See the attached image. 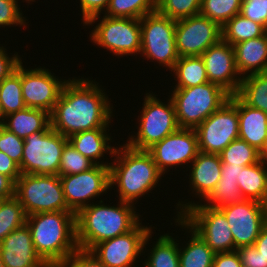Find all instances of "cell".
I'll return each instance as SVG.
<instances>
[{
  "label": "cell",
  "instance_id": "4",
  "mask_svg": "<svg viewBox=\"0 0 267 267\" xmlns=\"http://www.w3.org/2000/svg\"><path fill=\"white\" fill-rule=\"evenodd\" d=\"M26 224L37 254L49 267H55L78 249L76 214L72 211L31 214Z\"/></svg>",
  "mask_w": 267,
  "mask_h": 267
},
{
  "label": "cell",
  "instance_id": "43",
  "mask_svg": "<svg viewBox=\"0 0 267 267\" xmlns=\"http://www.w3.org/2000/svg\"><path fill=\"white\" fill-rule=\"evenodd\" d=\"M55 267H106L91 251L77 249Z\"/></svg>",
  "mask_w": 267,
  "mask_h": 267
},
{
  "label": "cell",
  "instance_id": "2",
  "mask_svg": "<svg viewBox=\"0 0 267 267\" xmlns=\"http://www.w3.org/2000/svg\"><path fill=\"white\" fill-rule=\"evenodd\" d=\"M92 202L76 214L79 249L90 251L96 244L132 231L142 221L134 204L118 201L115 206ZM140 216V217H139Z\"/></svg>",
  "mask_w": 267,
  "mask_h": 267
},
{
  "label": "cell",
  "instance_id": "34",
  "mask_svg": "<svg viewBox=\"0 0 267 267\" xmlns=\"http://www.w3.org/2000/svg\"><path fill=\"white\" fill-rule=\"evenodd\" d=\"M26 221L27 214L15 196L0 200V242Z\"/></svg>",
  "mask_w": 267,
  "mask_h": 267
},
{
  "label": "cell",
  "instance_id": "30",
  "mask_svg": "<svg viewBox=\"0 0 267 267\" xmlns=\"http://www.w3.org/2000/svg\"><path fill=\"white\" fill-rule=\"evenodd\" d=\"M236 95L249 107L267 114V72L243 77Z\"/></svg>",
  "mask_w": 267,
  "mask_h": 267
},
{
  "label": "cell",
  "instance_id": "33",
  "mask_svg": "<svg viewBox=\"0 0 267 267\" xmlns=\"http://www.w3.org/2000/svg\"><path fill=\"white\" fill-rule=\"evenodd\" d=\"M157 0H109L103 15L107 17L141 19L156 12Z\"/></svg>",
  "mask_w": 267,
  "mask_h": 267
},
{
  "label": "cell",
  "instance_id": "22",
  "mask_svg": "<svg viewBox=\"0 0 267 267\" xmlns=\"http://www.w3.org/2000/svg\"><path fill=\"white\" fill-rule=\"evenodd\" d=\"M109 131V128H96L82 131L71 135L68 141L78 152L89 158L96 165L109 166L110 163L99 161L106 153L111 155L109 157L114 155L116 147L111 145L113 141L110 135L111 133H107Z\"/></svg>",
  "mask_w": 267,
  "mask_h": 267
},
{
  "label": "cell",
  "instance_id": "42",
  "mask_svg": "<svg viewBox=\"0 0 267 267\" xmlns=\"http://www.w3.org/2000/svg\"><path fill=\"white\" fill-rule=\"evenodd\" d=\"M240 14L261 24L267 30V0H243Z\"/></svg>",
  "mask_w": 267,
  "mask_h": 267
},
{
  "label": "cell",
  "instance_id": "56",
  "mask_svg": "<svg viewBox=\"0 0 267 267\" xmlns=\"http://www.w3.org/2000/svg\"><path fill=\"white\" fill-rule=\"evenodd\" d=\"M0 267H4V264H3V262L1 261V258H0Z\"/></svg>",
  "mask_w": 267,
  "mask_h": 267
},
{
  "label": "cell",
  "instance_id": "37",
  "mask_svg": "<svg viewBox=\"0 0 267 267\" xmlns=\"http://www.w3.org/2000/svg\"><path fill=\"white\" fill-rule=\"evenodd\" d=\"M245 200L237 182L219 180L211 194L205 199L203 205L220 209L228 205L241 203Z\"/></svg>",
  "mask_w": 267,
  "mask_h": 267
},
{
  "label": "cell",
  "instance_id": "20",
  "mask_svg": "<svg viewBox=\"0 0 267 267\" xmlns=\"http://www.w3.org/2000/svg\"><path fill=\"white\" fill-rule=\"evenodd\" d=\"M0 258L4 267H49L37 254L27 224L0 242Z\"/></svg>",
  "mask_w": 267,
  "mask_h": 267
},
{
  "label": "cell",
  "instance_id": "45",
  "mask_svg": "<svg viewBox=\"0 0 267 267\" xmlns=\"http://www.w3.org/2000/svg\"><path fill=\"white\" fill-rule=\"evenodd\" d=\"M22 62L18 52H15L11 57L7 53L4 46H0V82L9 77Z\"/></svg>",
  "mask_w": 267,
  "mask_h": 267
},
{
  "label": "cell",
  "instance_id": "8",
  "mask_svg": "<svg viewBox=\"0 0 267 267\" xmlns=\"http://www.w3.org/2000/svg\"><path fill=\"white\" fill-rule=\"evenodd\" d=\"M15 197L27 216L42 212L71 211L66 204L59 175L21 174L15 182Z\"/></svg>",
  "mask_w": 267,
  "mask_h": 267
},
{
  "label": "cell",
  "instance_id": "21",
  "mask_svg": "<svg viewBox=\"0 0 267 267\" xmlns=\"http://www.w3.org/2000/svg\"><path fill=\"white\" fill-rule=\"evenodd\" d=\"M221 167L220 155L202 152H199L189 164L188 179L191 188L189 191L192 190V193L199 198V203L204 201L214 190L221 177Z\"/></svg>",
  "mask_w": 267,
  "mask_h": 267
},
{
  "label": "cell",
  "instance_id": "31",
  "mask_svg": "<svg viewBox=\"0 0 267 267\" xmlns=\"http://www.w3.org/2000/svg\"><path fill=\"white\" fill-rule=\"evenodd\" d=\"M222 40L230 45L263 36L267 30L259 23L243 17L233 16L222 27Z\"/></svg>",
  "mask_w": 267,
  "mask_h": 267
},
{
  "label": "cell",
  "instance_id": "49",
  "mask_svg": "<svg viewBox=\"0 0 267 267\" xmlns=\"http://www.w3.org/2000/svg\"><path fill=\"white\" fill-rule=\"evenodd\" d=\"M15 196V182L8 176L0 173V200Z\"/></svg>",
  "mask_w": 267,
  "mask_h": 267
},
{
  "label": "cell",
  "instance_id": "12",
  "mask_svg": "<svg viewBox=\"0 0 267 267\" xmlns=\"http://www.w3.org/2000/svg\"><path fill=\"white\" fill-rule=\"evenodd\" d=\"M199 152L220 154L232 141L239 139L237 95L195 128Z\"/></svg>",
  "mask_w": 267,
  "mask_h": 267
},
{
  "label": "cell",
  "instance_id": "24",
  "mask_svg": "<svg viewBox=\"0 0 267 267\" xmlns=\"http://www.w3.org/2000/svg\"><path fill=\"white\" fill-rule=\"evenodd\" d=\"M239 117V139L246 141L257 151H261L267 140V114L246 105L237 96Z\"/></svg>",
  "mask_w": 267,
  "mask_h": 267
},
{
  "label": "cell",
  "instance_id": "44",
  "mask_svg": "<svg viewBox=\"0 0 267 267\" xmlns=\"http://www.w3.org/2000/svg\"><path fill=\"white\" fill-rule=\"evenodd\" d=\"M236 251L240 257L242 267H267V261L254 245L243 246L237 248Z\"/></svg>",
  "mask_w": 267,
  "mask_h": 267
},
{
  "label": "cell",
  "instance_id": "54",
  "mask_svg": "<svg viewBox=\"0 0 267 267\" xmlns=\"http://www.w3.org/2000/svg\"><path fill=\"white\" fill-rule=\"evenodd\" d=\"M4 119L3 113H2V108H1V104H0V125L2 124Z\"/></svg>",
  "mask_w": 267,
  "mask_h": 267
},
{
  "label": "cell",
  "instance_id": "16",
  "mask_svg": "<svg viewBox=\"0 0 267 267\" xmlns=\"http://www.w3.org/2000/svg\"><path fill=\"white\" fill-rule=\"evenodd\" d=\"M147 151L163 175L170 171L169 168L173 171L172 167L187 166L188 169V163L191 164L199 153L196 131L192 128H179Z\"/></svg>",
  "mask_w": 267,
  "mask_h": 267
},
{
  "label": "cell",
  "instance_id": "50",
  "mask_svg": "<svg viewBox=\"0 0 267 267\" xmlns=\"http://www.w3.org/2000/svg\"><path fill=\"white\" fill-rule=\"evenodd\" d=\"M245 166H235L222 163L220 180L237 182L240 176V170Z\"/></svg>",
  "mask_w": 267,
  "mask_h": 267
},
{
  "label": "cell",
  "instance_id": "51",
  "mask_svg": "<svg viewBox=\"0 0 267 267\" xmlns=\"http://www.w3.org/2000/svg\"><path fill=\"white\" fill-rule=\"evenodd\" d=\"M254 246L267 261V223L262 227Z\"/></svg>",
  "mask_w": 267,
  "mask_h": 267
},
{
  "label": "cell",
  "instance_id": "27",
  "mask_svg": "<svg viewBox=\"0 0 267 267\" xmlns=\"http://www.w3.org/2000/svg\"><path fill=\"white\" fill-rule=\"evenodd\" d=\"M237 184L246 200L262 203L267 192V165L259 161L243 167Z\"/></svg>",
  "mask_w": 267,
  "mask_h": 267
},
{
  "label": "cell",
  "instance_id": "39",
  "mask_svg": "<svg viewBox=\"0 0 267 267\" xmlns=\"http://www.w3.org/2000/svg\"><path fill=\"white\" fill-rule=\"evenodd\" d=\"M96 164L78 152L68 141L62 152L59 176L78 174L87 171Z\"/></svg>",
  "mask_w": 267,
  "mask_h": 267
},
{
  "label": "cell",
  "instance_id": "28",
  "mask_svg": "<svg viewBox=\"0 0 267 267\" xmlns=\"http://www.w3.org/2000/svg\"><path fill=\"white\" fill-rule=\"evenodd\" d=\"M171 72L177 81L172 88H190L209 82L201 56L179 57Z\"/></svg>",
  "mask_w": 267,
  "mask_h": 267
},
{
  "label": "cell",
  "instance_id": "18",
  "mask_svg": "<svg viewBox=\"0 0 267 267\" xmlns=\"http://www.w3.org/2000/svg\"><path fill=\"white\" fill-rule=\"evenodd\" d=\"M230 227L235 248L252 246L262 227L267 223L263 205L255 200H244L221 207Z\"/></svg>",
  "mask_w": 267,
  "mask_h": 267
},
{
  "label": "cell",
  "instance_id": "32",
  "mask_svg": "<svg viewBox=\"0 0 267 267\" xmlns=\"http://www.w3.org/2000/svg\"><path fill=\"white\" fill-rule=\"evenodd\" d=\"M0 104L4 117L26 108L22 97L21 63L9 77L0 82Z\"/></svg>",
  "mask_w": 267,
  "mask_h": 267
},
{
  "label": "cell",
  "instance_id": "23",
  "mask_svg": "<svg viewBox=\"0 0 267 267\" xmlns=\"http://www.w3.org/2000/svg\"><path fill=\"white\" fill-rule=\"evenodd\" d=\"M236 68L241 75L267 72V32L233 45Z\"/></svg>",
  "mask_w": 267,
  "mask_h": 267
},
{
  "label": "cell",
  "instance_id": "1",
  "mask_svg": "<svg viewBox=\"0 0 267 267\" xmlns=\"http://www.w3.org/2000/svg\"><path fill=\"white\" fill-rule=\"evenodd\" d=\"M99 85L92 78H69L50 113V126L67 138L82 131L109 128L114 108Z\"/></svg>",
  "mask_w": 267,
  "mask_h": 267
},
{
  "label": "cell",
  "instance_id": "11",
  "mask_svg": "<svg viewBox=\"0 0 267 267\" xmlns=\"http://www.w3.org/2000/svg\"><path fill=\"white\" fill-rule=\"evenodd\" d=\"M68 138L52 127L24 139L21 174L58 175L60 160Z\"/></svg>",
  "mask_w": 267,
  "mask_h": 267
},
{
  "label": "cell",
  "instance_id": "14",
  "mask_svg": "<svg viewBox=\"0 0 267 267\" xmlns=\"http://www.w3.org/2000/svg\"><path fill=\"white\" fill-rule=\"evenodd\" d=\"M59 177L66 204L75 214L89 206L90 200L94 201L110 191L109 166L95 165L87 171Z\"/></svg>",
  "mask_w": 267,
  "mask_h": 267
},
{
  "label": "cell",
  "instance_id": "6",
  "mask_svg": "<svg viewBox=\"0 0 267 267\" xmlns=\"http://www.w3.org/2000/svg\"><path fill=\"white\" fill-rule=\"evenodd\" d=\"M185 200L187 202H185ZM179 201V216L215 253L236 251L234 239L224 213L202 202Z\"/></svg>",
  "mask_w": 267,
  "mask_h": 267
},
{
  "label": "cell",
  "instance_id": "10",
  "mask_svg": "<svg viewBox=\"0 0 267 267\" xmlns=\"http://www.w3.org/2000/svg\"><path fill=\"white\" fill-rule=\"evenodd\" d=\"M140 26V56L171 71L179 59L175 42L176 20L156 11L144 15L140 19Z\"/></svg>",
  "mask_w": 267,
  "mask_h": 267
},
{
  "label": "cell",
  "instance_id": "38",
  "mask_svg": "<svg viewBox=\"0 0 267 267\" xmlns=\"http://www.w3.org/2000/svg\"><path fill=\"white\" fill-rule=\"evenodd\" d=\"M202 0H157L156 11L173 20L200 14Z\"/></svg>",
  "mask_w": 267,
  "mask_h": 267
},
{
  "label": "cell",
  "instance_id": "55",
  "mask_svg": "<svg viewBox=\"0 0 267 267\" xmlns=\"http://www.w3.org/2000/svg\"><path fill=\"white\" fill-rule=\"evenodd\" d=\"M23 2H27L28 3V6H29V4H30V2L32 3V2H36L35 0H22Z\"/></svg>",
  "mask_w": 267,
  "mask_h": 267
},
{
  "label": "cell",
  "instance_id": "46",
  "mask_svg": "<svg viewBox=\"0 0 267 267\" xmlns=\"http://www.w3.org/2000/svg\"><path fill=\"white\" fill-rule=\"evenodd\" d=\"M83 25L92 17L101 15L107 9L109 0H79Z\"/></svg>",
  "mask_w": 267,
  "mask_h": 267
},
{
  "label": "cell",
  "instance_id": "9",
  "mask_svg": "<svg viewBox=\"0 0 267 267\" xmlns=\"http://www.w3.org/2000/svg\"><path fill=\"white\" fill-rule=\"evenodd\" d=\"M101 15L90 18L83 26L97 25L90 32L91 42L113 53L116 57L140 54V19L107 17ZM124 55V56H123Z\"/></svg>",
  "mask_w": 267,
  "mask_h": 267
},
{
  "label": "cell",
  "instance_id": "47",
  "mask_svg": "<svg viewBox=\"0 0 267 267\" xmlns=\"http://www.w3.org/2000/svg\"><path fill=\"white\" fill-rule=\"evenodd\" d=\"M0 173L10 177L14 182L21 176L19 165L6 153L0 151Z\"/></svg>",
  "mask_w": 267,
  "mask_h": 267
},
{
  "label": "cell",
  "instance_id": "40",
  "mask_svg": "<svg viewBox=\"0 0 267 267\" xmlns=\"http://www.w3.org/2000/svg\"><path fill=\"white\" fill-rule=\"evenodd\" d=\"M18 1L20 0H0V27L19 26L21 28L23 26L25 28L28 25L29 22H26V16H23Z\"/></svg>",
  "mask_w": 267,
  "mask_h": 267
},
{
  "label": "cell",
  "instance_id": "3",
  "mask_svg": "<svg viewBox=\"0 0 267 267\" xmlns=\"http://www.w3.org/2000/svg\"><path fill=\"white\" fill-rule=\"evenodd\" d=\"M113 157L109 165L110 188L116 186L120 201L136 205L138 198L150 195L162 179L163 174L147 150H136L125 143L116 146Z\"/></svg>",
  "mask_w": 267,
  "mask_h": 267
},
{
  "label": "cell",
  "instance_id": "53",
  "mask_svg": "<svg viewBox=\"0 0 267 267\" xmlns=\"http://www.w3.org/2000/svg\"><path fill=\"white\" fill-rule=\"evenodd\" d=\"M262 205H263V209H264L266 220H267V192H266L265 199L262 202Z\"/></svg>",
  "mask_w": 267,
  "mask_h": 267
},
{
  "label": "cell",
  "instance_id": "26",
  "mask_svg": "<svg viewBox=\"0 0 267 267\" xmlns=\"http://www.w3.org/2000/svg\"><path fill=\"white\" fill-rule=\"evenodd\" d=\"M16 136L25 139L33 133L48 130L50 114L42 109L26 107L6 115L1 124Z\"/></svg>",
  "mask_w": 267,
  "mask_h": 267
},
{
  "label": "cell",
  "instance_id": "48",
  "mask_svg": "<svg viewBox=\"0 0 267 267\" xmlns=\"http://www.w3.org/2000/svg\"><path fill=\"white\" fill-rule=\"evenodd\" d=\"M213 267H242L237 251L216 253Z\"/></svg>",
  "mask_w": 267,
  "mask_h": 267
},
{
  "label": "cell",
  "instance_id": "36",
  "mask_svg": "<svg viewBox=\"0 0 267 267\" xmlns=\"http://www.w3.org/2000/svg\"><path fill=\"white\" fill-rule=\"evenodd\" d=\"M222 163L235 166H249L260 161V152L246 141H232L220 154Z\"/></svg>",
  "mask_w": 267,
  "mask_h": 267
},
{
  "label": "cell",
  "instance_id": "19",
  "mask_svg": "<svg viewBox=\"0 0 267 267\" xmlns=\"http://www.w3.org/2000/svg\"><path fill=\"white\" fill-rule=\"evenodd\" d=\"M201 58L206 68L208 81L222 87L230 95H236L242 77L235 64L234 48L222 39L210 46Z\"/></svg>",
  "mask_w": 267,
  "mask_h": 267
},
{
  "label": "cell",
  "instance_id": "52",
  "mask_svg": "<svg viewBox=\"0 0 267 267\" xmlns=\"http://www.w3.org/2000/svg\"><path fill=\"white\" fill-rule=\"evenodd\" d=\"M260 161H262L265 165H267V140L263 149L260 151Z\"/></svg>",
  "mask_w": 267,
  "mask_h": 267
},
{
  "label": "cell",
  "instance_id": "25",
  "mask_svg": "<svg viewBox=\"0 0 267 267\" xmlns=\"http://www.w3.org/2000/svg\"><path fill=\"white\" fill-rule=\"evenodd\" d=\"M173 220L175 225L185 229L190 239L185 246L179 245L180 267H213V261L216 253L207 245V243L193 231L179 216ZM178 225H177V224ZM188 231V232H187Z\"/></svg>",
  "mask_w": 267,
  "mask_h": 267
},
{
  "label": "cell",
  "instance_id": "29",
  "mask_svg": "<svg viewBox=\"0 0 267 267\" xmlns=\"http://www.w3.org/2000/svg\"><path fill=\"white\" fill-rule=\"evenodd\" d=\"M169 233L162 234L156 238L150 253H147L148 259L143 262L144 267H180L179 262V244L180 242ZM179 242V243H177Z\"/></svg>",
  "mask_w": 267,
  "mask_h": 267
},
{
  "label": "cell",
  "instance_id": "35",
  "mask_svg": "<svg viewBox=\"0 0 267 267\" xmlns=\"http://www.w3.org/2000/svg\"><path fill=\"white\" fill-rule=\"evenodd\" d=\"M243 0H202L200 14L222 27L233 16L240 14Z\"/></svg>",
  "mask_w": 267,
  "mask_h": 267
},
{
  "label": "cell",
  "instance_id": "15",
  "mask_svg": "<svg viewBox=\"0 0 267 267\" xmlns=\"http://www.w3.org/2000/svg\"><path fill=\"white\" fill-rule=\"evenodd\" d=\"M221 39V27L206 16L197 14L176 21L175 42L179 57L201 56Z\"/></svg>",
  "mask_w": 267,
  "mask_h": 267
},
{
  "label": "cell",
  "instance_id": "7",
  "mask_svg": "<svg viewBox=\"0 0 267 267\" xmlns=\"http://www.w3.org/2000/svg\"><path fill=\"white\" fill-rule=\"evenodd\" d=\"M143 100L142 111L138 115V132L126 141L129 147L136 150H148L180 128L170 96L168 101L162 102L155 93L149 91L145 93Z\"/></svg>",
  "mask_w": 267,
  "mask_h": 267
},
{
  "label": "cell",
  "instance_id": "5",
  "mask_svg": "<svg viewBox=\"0 0 267 267\" xmlns=\"http://www.w3.org/2000/svg\"><path fill=\"white\" fill-rule=\"evenodd\" d=\"M171 92L169 96L180 128L195 129L230 98L227 91L210 82L190 88H173Z\"/></svg>",
  "mask_w": 267,
  "mask_h": 267
},
{
  "label": "cell",
  "instance_id": "17",
  "mask_svg": "<svg viewBox=\"0 0 267 267\" xmlns=\"http://www.w3.org/2000/svg\"><path fill=\"white\" fill-rule=\"evenodd\" d=\"M45 67L26 68L21 62L22 97L26 107L52 112L66 79L56 78Z\"/></svg>",
  "mask_w": 267,
  "mask_h": 267
},
{
  "label": "cell",
  "instance_id": "41",
  "mask_svg": "<svg viewBox=\"0 0 267 267\" xmlns=\"http://www.w3.org/2000/svg\"><path fill=\"white\" fill-rule=\"evenodd\" d=\"M24 139L0 125V151L6 153L18 165L22 162Z\"/></svg>",
  "mask_w": 267,
  "mask_h": 267
},
{
  "label": "cell",
  "instance_id": "13",
  "mask_svg": "<svg viewBox=\"0 0 267 267\" xmlns=\"http://www.w3.org/2000/svg\"><path fill=\"white\" fill-rule=\"evenodd\" d=\"M152 229V225L143 226L141 221L132 231L102 241L90 251L106 267H134L141 253L145 254L146 245L154 234Z\"/></svg>",
  "mask_w": 267,
  "mask_h": 267
}]
</instances>
